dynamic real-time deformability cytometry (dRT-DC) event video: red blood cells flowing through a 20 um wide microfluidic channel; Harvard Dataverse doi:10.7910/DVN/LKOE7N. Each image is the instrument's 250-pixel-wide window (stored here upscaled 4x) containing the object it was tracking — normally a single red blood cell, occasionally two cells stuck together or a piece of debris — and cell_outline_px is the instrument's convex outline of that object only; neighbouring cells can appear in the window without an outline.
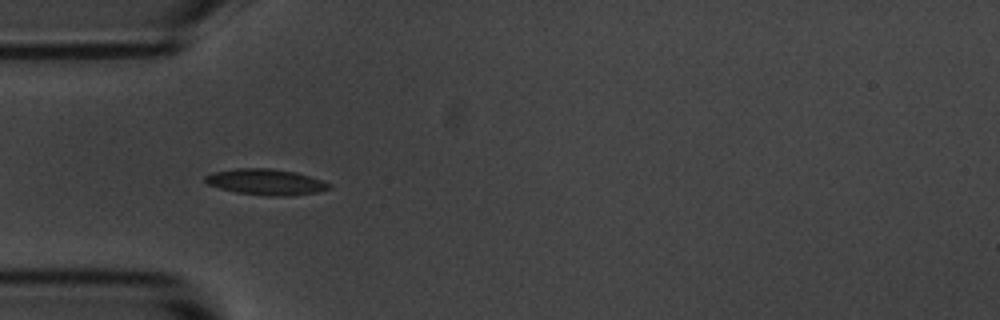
{"species": "common noctule bat (a hibernating species)", "species_latin": "Nyctalus noctula", "temperature_condition": "room temperature", "stored_images_in_passage": 6, "camera_frame_rate_fps": 3000, "um_per_image_px": 0.085, "animal": {"sex": "male", "body_mass_g": 20.1, "forearm_length_mm": 53.5}, "frame": {"image": 1, "passage_image": 5, "time_ms": 4.667, "image_size_px": [1000, 320], "cell_outline_px": [[332, 188], [316, 192], [288, 196], [268, 196], [236, 192], [220, 188], [208, 184], [204, 180], [204, 176], [212, 172], [236, 168], [268, 168], [296, 172], [332, 184]], "centroid_in_image_um": [22.58, 15.46], "position_along_channel_um": 62.4, "area_um2": 18.67}}